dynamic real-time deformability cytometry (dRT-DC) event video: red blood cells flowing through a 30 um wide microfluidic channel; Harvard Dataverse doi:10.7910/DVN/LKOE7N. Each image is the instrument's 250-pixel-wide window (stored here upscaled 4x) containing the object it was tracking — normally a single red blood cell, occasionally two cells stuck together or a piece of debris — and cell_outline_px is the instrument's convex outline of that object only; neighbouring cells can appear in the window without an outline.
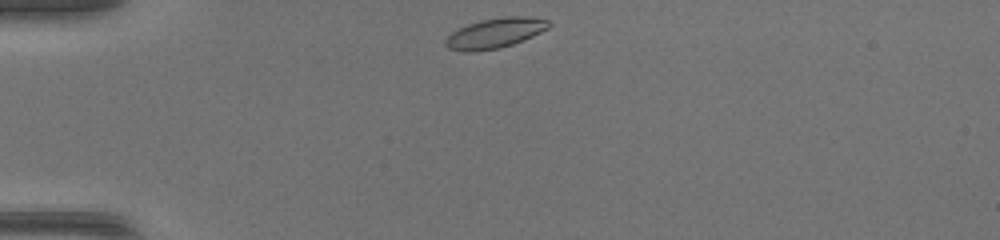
{"species": "common noctule bat (a hibernating species)", "species_latin": "Nyctalus noctula", "temperature_condition": "warm", "stored_images_in_passage": 36, "camera_frame_rate_fps": 3000, "um_per_image_px": 0.085, "animal": {"sex": "female", "body_mass_g": 17.0, "forearm_length_mm": 48.0}, "frame": {"image": 1, "passage_image": 1, "time_ms": 0.0, "image_size_px": [1000, 240], "cell_outline_px": [[552, 24], [548, 28], [524, 40], [500, 48], [468, 52], [460, 52], [448, 48], [444, 44], [444, 40], [452, 32], [468, 24], [480, 20], [504, 16], [524, 16], [548, 20]], "centroid_in_image_um": [42.06, 2.82], "position_along_channel_um": 42.9, "area_um2": 18.09}}
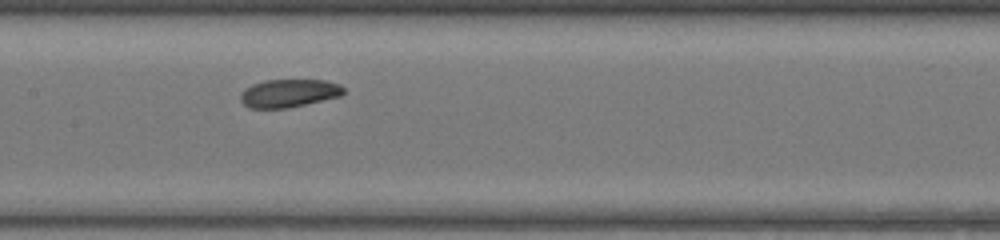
{"frame": {"image": 2, "passage_image": 13, "time_ms": 4.0, "image_size_px": [1000, 240], "cell_outline_px": [[344, 92], [340, 96], [304, 104], [284, 108], [248, 108], [240, 100], [240, 92], [244, 88], [252, 84], [264, 80], [324, 80], [340, 84], [344, 88]], "centroid_in_image_um": [24.51, 7.91], "position_along_channel_um": 182.9, "area_um2": 16.82}}
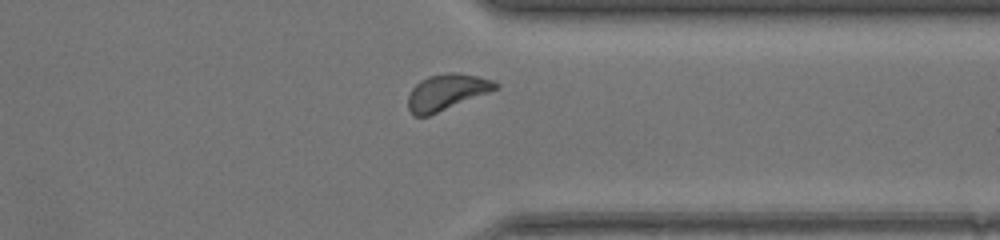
{"frame": {"image": 3, "passage_image": 26, "time_ms": 8.333, "image_size_px": [1000, 240], "cell_outline_px": [[500, 88], [428, 116], [416, 116], [408, 108], [408, 96], [412, 88], [420, 80], [428, 76], [448, 72], [456, 72], [476, 76], [492, 80], [500, 84]], "centroid_in_image_um": [37.97, 7.82], "position_along_channel_um": 373.4, "area_um2": 18.26}}